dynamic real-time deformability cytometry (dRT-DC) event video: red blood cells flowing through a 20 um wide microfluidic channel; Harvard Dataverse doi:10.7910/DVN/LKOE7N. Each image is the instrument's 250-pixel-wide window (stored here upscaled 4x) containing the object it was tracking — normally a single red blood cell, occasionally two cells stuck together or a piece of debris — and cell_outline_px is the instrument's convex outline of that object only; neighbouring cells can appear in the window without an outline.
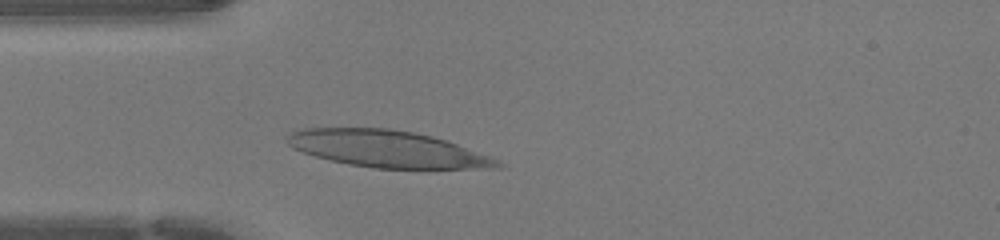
{"species": "human", "species_latin": "Homo sapiens", "temperature_condition": "warm", "stored_images_in_passage": 34, "camera_frame_rate_fps": 3000, "um_per_image_px": 0.085, "donor": {"sex": "female"}, "frame": {"image": 1, "passage_image": 8, "time_ms": 2.333, "image_size_px": [1000, 240], "cell_outline_px": [[504, 164], [500, 168], [372, 168], [348, 164], [316, 156], [292, 148], [288, 144], [284, 136], [292, 132], [304, 128], [388, 128], [412, 132], [432, 136], [456, 144], [500, 160]], "centroid_in_image_um": [32.89, 12.66], "position_along_channel_um": 52.1, "area_um2": 44.68}}
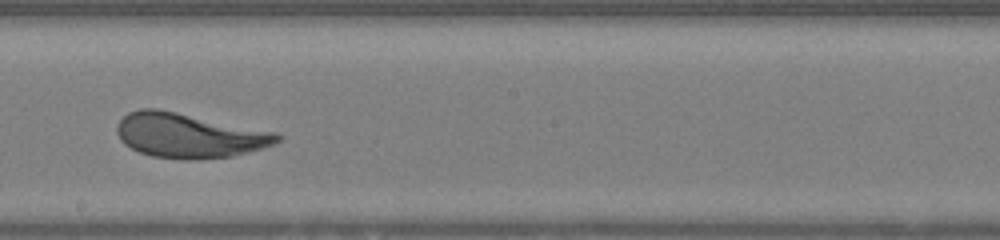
{"frame": {"image": 2, "passage_image": 21, "time_ms": 6.667, "image_size_px": [1000, 240], "cell_outline_px": [[284, 136], [280, 140], [264, 148], [232, 156], [200, 160], [184, 160], [152, 156], [140, 152], [124, 144], [120, 140], [116, 132], [116, 124], [128, 112], [140, 108], [156, 108], [276, 132]], "centroid_in_image_um": [16.05, 11.52], "position_along_channel_um": 232.1, "area_um2": 41.79}}
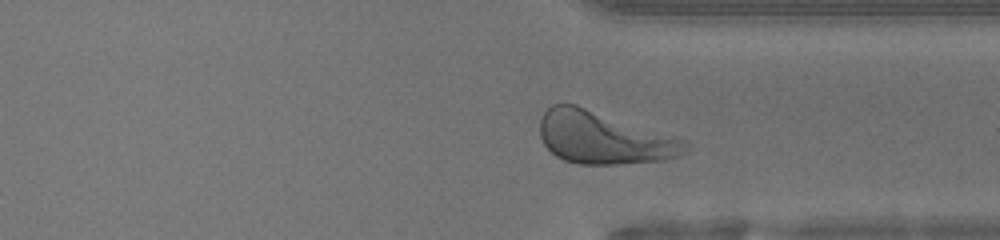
{"frame": {"image": 3, "passage_image": 30, "time_ms": 9.667, "image_size_px": [1000, 240], "cell_outline_px": [[688, 148], [684, 152], [668, 160], [616, 164], [576, 164], [564, 160], [556, 156], [544, 144], [540, 136], [540, 120], [544, 112], [552, 104], [576, 104], [688, 140]], "centroid_in_image_um": [51.32, 11.71], "position_along_channel_um": 360.1, "area_um2": 44.51}, "authors_computed_cell_mechanics": {"area_um2": 41.905, "velocity_mm_per_s": 4.2726, "shape_relaxation_time_tau1_ms": 2.949, "shape_relaxation_time_tau2_ms": 0.8357, "deformation_change_tau1": 0.1729, "deformation_change_tau2": 0.0745}}